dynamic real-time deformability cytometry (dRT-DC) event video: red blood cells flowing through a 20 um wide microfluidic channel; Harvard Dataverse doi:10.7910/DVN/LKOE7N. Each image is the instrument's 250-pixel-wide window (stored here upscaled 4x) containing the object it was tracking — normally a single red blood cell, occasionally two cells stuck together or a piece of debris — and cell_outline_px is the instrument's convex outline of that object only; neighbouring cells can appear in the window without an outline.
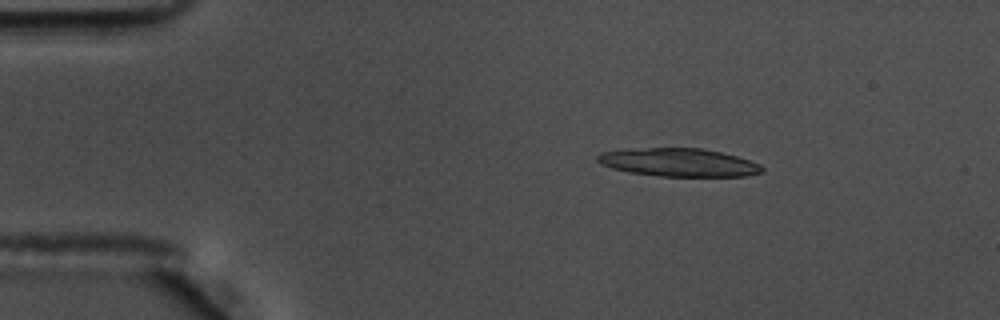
{"species": "common noctule bat (a hibernating species)", "species_latin": "Nyctalus noctula", "temperature_condition": "warm", "stored_images_in_passage": 54, "segment_of_instrument_passage": [1, 2], "camera_frame_rate_fps": 3000, "um_per_image_px": 0.085, "animal": {"sex": "male", "body_mass_g": 17.5, "forearm_length_mm": 52.3}, "frame": {"image": 1, "passage_image": 8, "time_ms": 2.333, "image_size_px": [1000, 320], "cell_outline_px": [[764, 168], [760, 172], [744, 176], [660, 176], [628, 172], [612, 168], [600, 164], [596, 160], [596, 156], [600, 152], [624, 148], [704, 148], [736, 156], [760, 164]], "centroid_in_image_um": [57.61, 13.79], "position_along_channel_um": 27.4, "area_um2": 27.11}}